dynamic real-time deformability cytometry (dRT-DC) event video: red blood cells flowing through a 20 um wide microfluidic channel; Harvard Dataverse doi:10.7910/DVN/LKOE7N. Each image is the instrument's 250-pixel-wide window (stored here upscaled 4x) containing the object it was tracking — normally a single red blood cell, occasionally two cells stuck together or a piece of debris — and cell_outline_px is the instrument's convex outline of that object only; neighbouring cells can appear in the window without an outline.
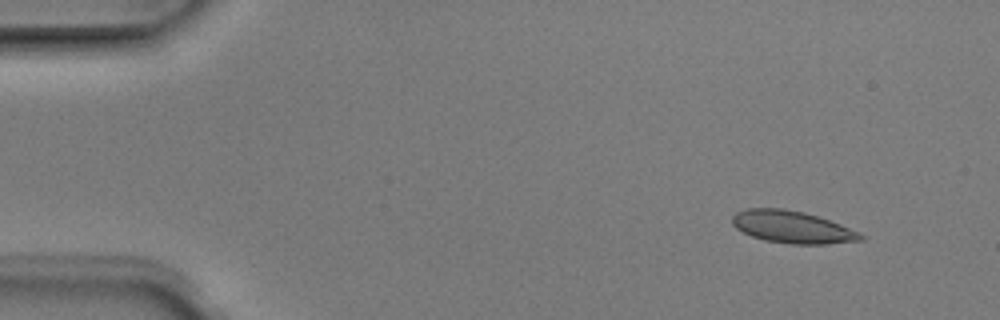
{"species": "Egyptian fruit bat (a non-hibernating species)", "species_latin": "Rousettus aegyptiacus", "temperature_condition": "room temperature", "stored_images_in_passage": 8, "camera_frame_rate_fps": 3000, "um_per_image_px": 0.085, "animal": {"sex": "male"}, "frame": {"image": 1, "passage_image": 2, "time_ms": 0.333, "image_size_px": [1000, 320], "cell_outline_px": [[868, 236], [864, 240], [828, 244], [792, 244], [764, 240], [752, 236], [736, 228], [732, 224], [732, 216], [736, 212], [748, 208], [784, 208], [804, 212], [840, 224], [860, 232]], "centroid_in_image_um": [67.37, 19.3], "position_along_channel_um": 17.6, "area_um2": 24.22}}
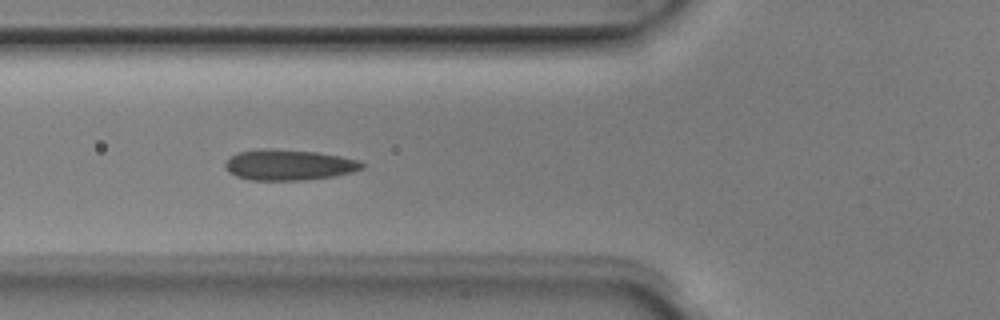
{"frame": {"image": 2, "passage_image": 6, "time_ms": 1.667, "image_size_px": [1000, 320], "cell_outline_px": [[364, 168], [352, 172], [332, 176], [304, 180], [248, 180], [236, 176], [228, 172], [224, 168], [224, 164], [236, 152], [260, 148], [272, 148], [316, 152], [340, 156], [360, 160], [364, 164]], "centroid_in_image_um": [24.52, 14.01], "position_along_channel_um": 101.3, "area_um2": 24.68}}
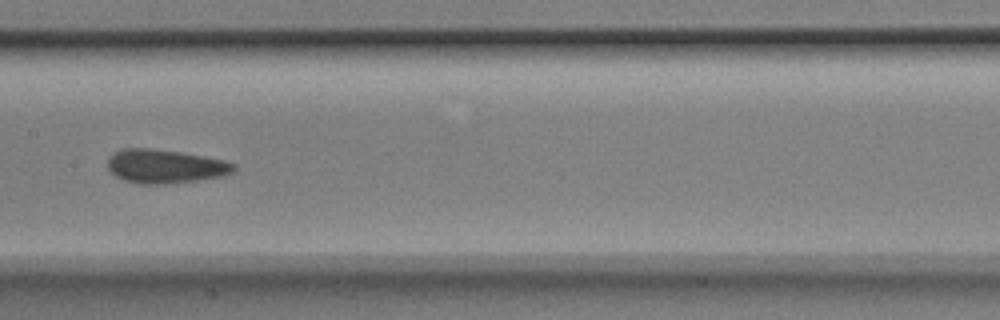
{"frame": {"image": 3, "passage_image": 8, "time_ms": 2.333, "image_size_px": [1000, 320], "cell_outline_px": [[236, 168], [232, 172], [224, 176], [196, 180], [164, 184], [140, 184], [124, 180], [116, 176], [108, 168], [108, 156], [112, 152], [120, 148], [148, 148], [180, 152], [204, 156], [224, 160], [236, 164]], "centroid_in_image_um": [14.01, 14.13], "position_along_channel_um": 193.4, "area_um2": 24.91}}